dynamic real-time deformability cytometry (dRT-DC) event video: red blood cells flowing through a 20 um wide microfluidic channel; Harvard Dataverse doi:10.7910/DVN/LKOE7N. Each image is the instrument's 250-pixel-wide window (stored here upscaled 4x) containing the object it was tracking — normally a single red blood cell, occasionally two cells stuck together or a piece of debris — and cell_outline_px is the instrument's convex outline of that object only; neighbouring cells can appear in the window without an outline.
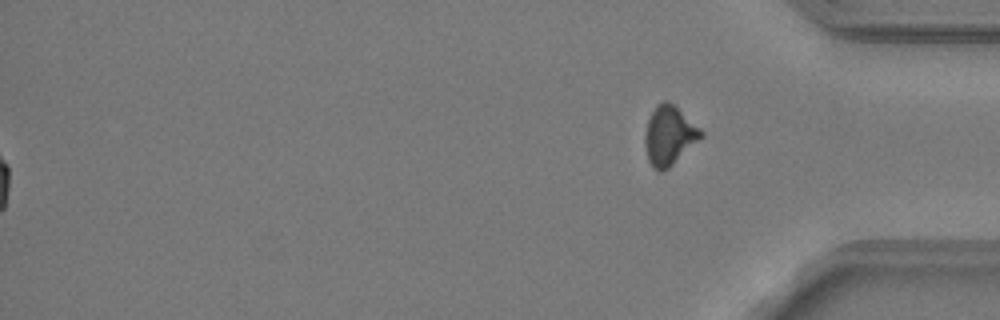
{"species": "common noctule bat (a hibernating species)", "species_latin": "Nyctalus noctula", "temperature_condition": "warm", "stored_images_in_passage": 47, "segment_of_instrument_passage": [2, 2], "camera_frame_rate_fps": 3000, "um_per_image_px": 0.085, "animal": {"sex": "male", "body_mass_g": 19.2, "forearm_length_mm": 51.8}, "frame": {"image": 1, "passage_image": 47, "time_ms": 15.333, "image_size_px": [1000, 320], "cell_outline_px": [[704, 136], [668, 168], [660, 172], [652, 168], [648, 160], [644, 144], [644, 136], [648, 120], [656, 104], [664, 100], [668, 100], [700, 128], [704, 132]], "centroid_in_image_um": [56.87, 11.52], "position_along_channel_um": 378.3, "area_um2": 19.25}}